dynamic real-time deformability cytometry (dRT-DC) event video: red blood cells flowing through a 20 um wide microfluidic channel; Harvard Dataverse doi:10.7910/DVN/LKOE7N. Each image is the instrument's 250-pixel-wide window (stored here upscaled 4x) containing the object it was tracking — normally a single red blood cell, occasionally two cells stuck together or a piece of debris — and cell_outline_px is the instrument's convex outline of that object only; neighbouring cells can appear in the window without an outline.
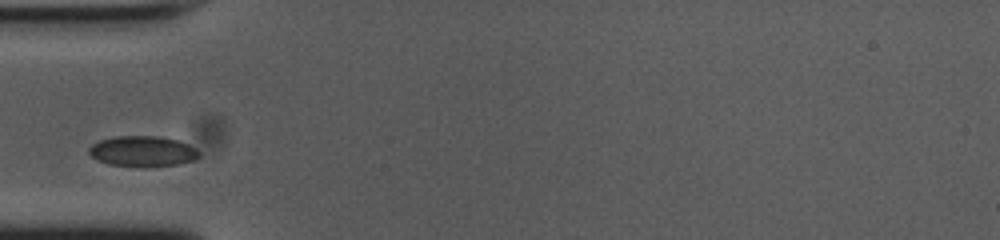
{"species": "common noctule bat (a hibernating species)", "species_latin": "Nyctalus noctula", "temperature_condition": "cold", "stored_images_in_passage": 28, "camera_frame_rate_fps": 3000, "um_per_image_px": 0.085, "animal": {"sex": "female", "body_mass_g": 23.0, "forearm_length_mm": 53.4}, "frame": {"image": 1, "passage_image": 1, "time_ms": 0.0, "image_size_px": [1000, 240], "cell_outline_px": [[200, 156], [192, 160], [180, 164], [144, 168], [108, 164], [92, 156], [88, 152], [88, 148], [92, 144], [100, 140], [116, 136], [156, 136], [176, 140], [188, 144], [200, 152]], "centroid_in_image_um": [12.12, 12.87], "position_along_channel_um": 72.9, "area_um2": 19.71}}
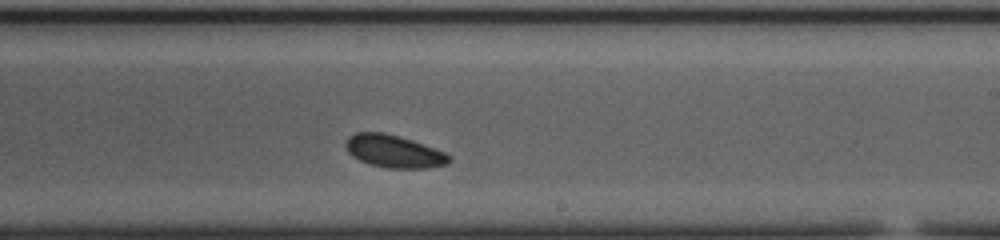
{"frame": {"image": 2, "passage_image": 16, "time_ms": 5.0, "image_size_px": [1000, 240], "cell_outline_px": [[452, 160], [448, 164], [428, 168], [388, 168], [372, 164], [360, 160], [352, 156], [348, 152], [344, 144], [348, 136], [356, 132], [384, 132], [412, 140], [444, 152], [452, 156]], "centroid_in_image_um": [33.48, 12.86], "position_along_channel_um": 255.5, "area_um2": 19.65}}
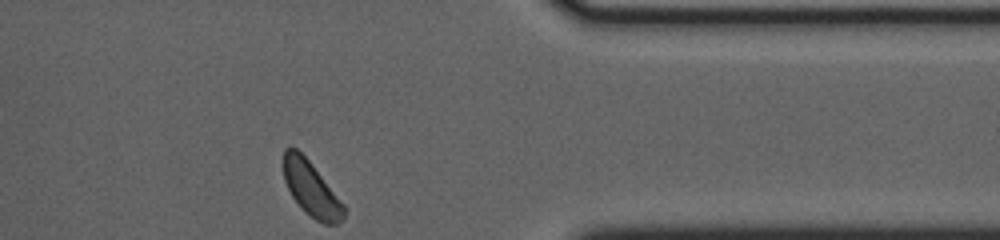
{"frame": {"image": 3, "passage_image": 28, "time_ms": 9.0, "image_size_px": [1000, 240], "cell_outline_px": [[344, 220], [336, 224], [324, 224], [316, 220], [292, 196], [284, 180], [284, 148], [292, 144], [312, 164], [344, 204]], "centroid_in_image_um": [26.46, 16.02], "position_along_channel_um": 384.9, "area_um2": 18.79}}